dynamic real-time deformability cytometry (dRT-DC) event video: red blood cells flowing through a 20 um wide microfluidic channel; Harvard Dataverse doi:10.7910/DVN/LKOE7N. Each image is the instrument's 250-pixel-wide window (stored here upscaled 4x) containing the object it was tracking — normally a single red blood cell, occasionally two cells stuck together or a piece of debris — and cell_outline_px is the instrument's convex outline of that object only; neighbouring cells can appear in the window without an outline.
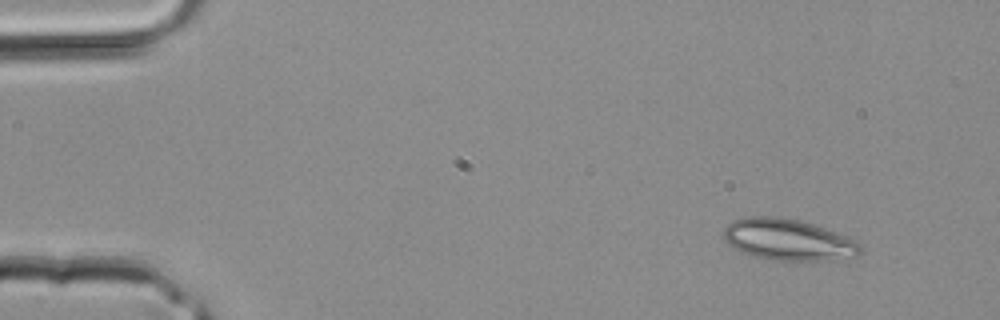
{"species": "common noctule bat (a hibernating species)", "species_latin": "Nyctalus noctula", "temperature_condition": "room temperature", "stored_images_in_passage": 3, "camera_frame_rate_fps": 3000, "um_per_image_px": 0.085, "animal": {"sex": "male", "body_mass_g": 20.4}, "frame": {"image": 1, "passage_image": 1, "time_ms": 0.0, "image_size_px": [1000, 320], "cell_outline_px": [[864, 252], [856, 256], [832, 260], [768, 260], [752, 256], [740, 252], [732, 248], [724, 240], [724, 228], [732, 220], [744, 216], [780, 216], [800, 220], [848, 236], [856, 240], [864, 248]], "centroid_in_image_um": [66.98, 20.37], "position_along_channel_um": 18.0, "area_um2": 33.58}}